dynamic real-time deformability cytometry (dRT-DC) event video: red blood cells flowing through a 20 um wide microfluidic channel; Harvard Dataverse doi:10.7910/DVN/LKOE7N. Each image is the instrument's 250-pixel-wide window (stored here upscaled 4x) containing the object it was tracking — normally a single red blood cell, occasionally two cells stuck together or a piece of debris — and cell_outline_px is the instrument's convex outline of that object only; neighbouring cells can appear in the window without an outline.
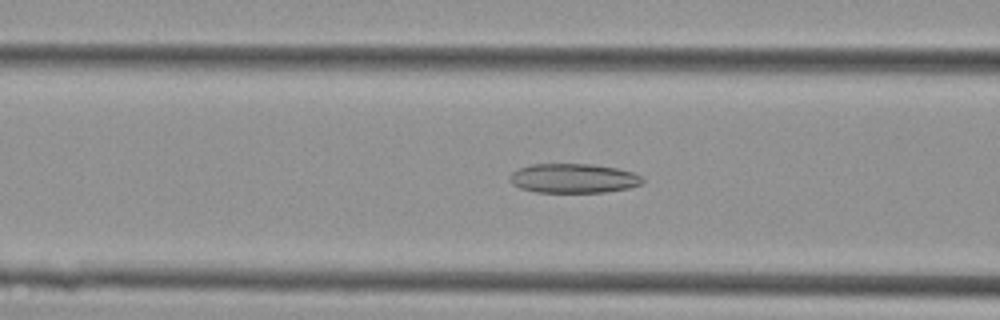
{"species": "Egyptian fruit bat (a non-hibernating species)", "species_latin": "Rousettus aegyptiacus", "temperature_condition": "cold", "stored_images_in_passage": 41, "camera_frame_rate_fps": 3000, "um_per_image_px": 0.085, "animal": {"sex": "female"}, "frame": {"image": 1, "passage_image": 17, "time_ms": 5.333, "image_size_px": [1000, 320], "cell_outline_px": [[644, 180], [640, 184], [628, 188], [604, 192], [536, 192], [520, 188], [512, 184], [508, 180], [508, 176], [512, 172], [520, 168], [532, 164], [592, 164], [616, 168], [632, 172], [640, 176]], "centroid_in_image_um": [48.7, 15.15], "position_along_channel_um": 117.9, "area_um2": 22.66}}
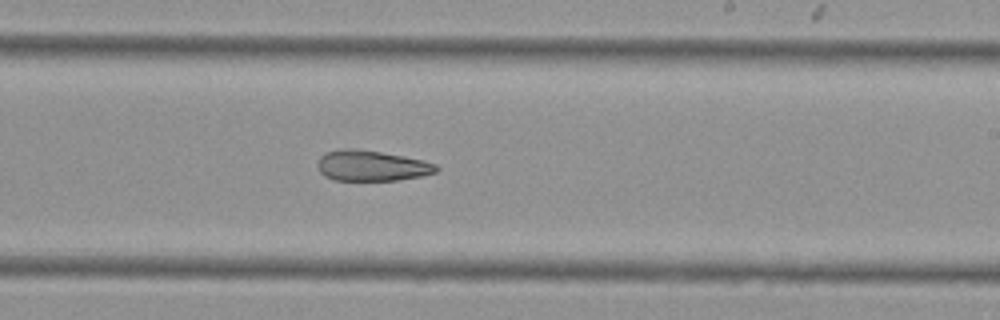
{"frame": {"image": 2, "passage_image": 26, "time_ms": 8.333, "image_size_px": [1000, 320], "cell_outline_px": [[440, 168], [436, 172], [420, 176], [400, 180], [332, 180], [324, 176], [320, 172], [316, 164], [320, 156], [324, 152], [340, 148], [356, 148], [380, 152], [424, 160], [436, 164]], "centroid_in_image_um": [31.54, 14.08], "position_along_channel_um": 257.5, "area_um2": 21.39}}
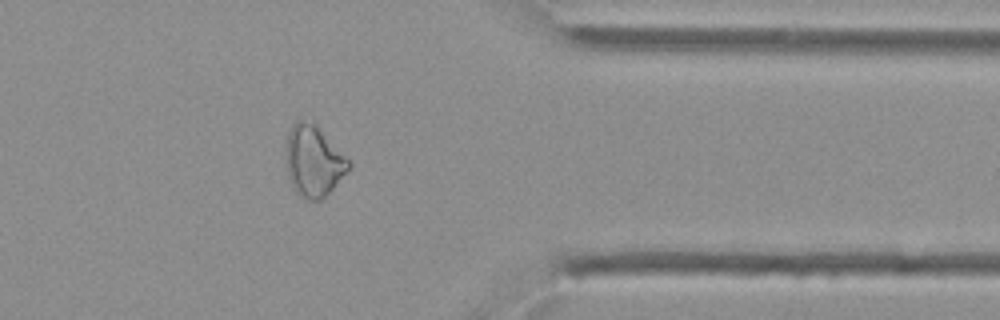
{"frame": {"image": 3, "passage_image": 35, "time_ms": 11.333, "image_size_px": [1000, 320], "cell_outline_px": [[352, 164], [332, 188], [320, 200], [308, 200], [300, 196], [292, 188], [288, 180], [284, 164], [284, 152], [288, 132], [292, 124], [296, 120], [300, 120], [316, 124]], "centroid_in_image_um": [26.56, 13.68], "position_along_channel_um": 384.8, "area_um2": 26.07}}